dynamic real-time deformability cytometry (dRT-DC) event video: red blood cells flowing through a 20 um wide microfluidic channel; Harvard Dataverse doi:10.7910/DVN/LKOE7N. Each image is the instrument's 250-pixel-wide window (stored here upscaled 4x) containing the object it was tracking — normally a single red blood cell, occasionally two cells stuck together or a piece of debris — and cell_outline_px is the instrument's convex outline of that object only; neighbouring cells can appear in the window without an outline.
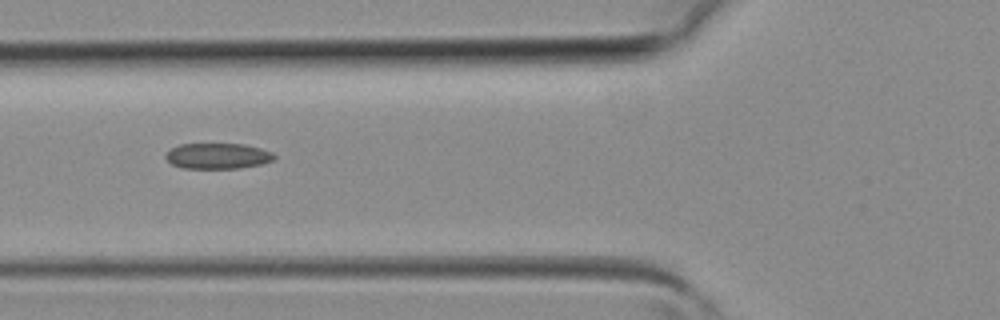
{"species": "common noctule bat (a hibernating species)", "species_latin": "Nyctalus noctula", "temperature_condition": "room temperature", "stored_images_in_passage": 3, "camera_frame_rate_fps": 3000, "um_per_image_px": 0.085, "animal": {"sex": "female", "body_mass_g": 19.3, "forearm_length_mm": 54.1}, "frame": {"image": 1, "passage_image": 3, "time_ms": 0.667, "image_size_px": [1000, 320], "cell_outline_px": [[276, 156], [272, 160], [260, 164], [240, 168], [184, 168], [172, 164], [164, 156], [172, 148], [180, 144], [244, 144], [260, 148], [272, 152]], "centroid_in_image_um": [18.51, 13.25], "position_along_channel_um": 107.3, "area_um2": 16.07}}